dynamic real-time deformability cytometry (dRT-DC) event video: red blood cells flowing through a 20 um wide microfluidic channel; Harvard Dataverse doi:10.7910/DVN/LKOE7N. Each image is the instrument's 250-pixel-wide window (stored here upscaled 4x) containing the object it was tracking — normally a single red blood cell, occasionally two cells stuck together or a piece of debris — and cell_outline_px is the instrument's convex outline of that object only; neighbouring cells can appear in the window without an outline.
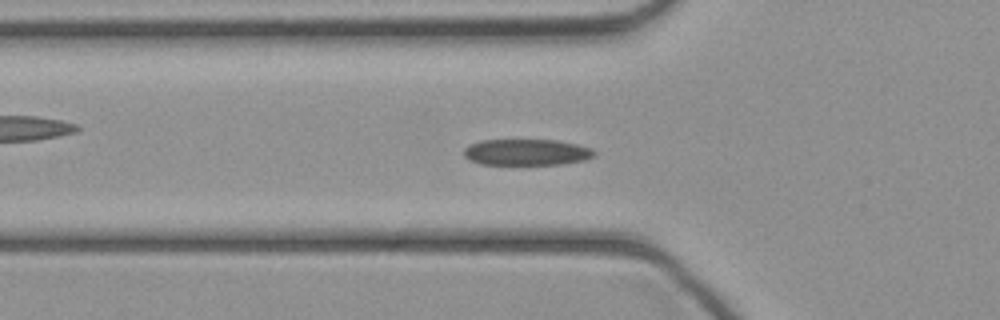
{"species": "common noctule bat (a hibernating species)", "species_latin": "Nyctalus noctula", "temperature_condition": "cold", "stored_images_in_passage": 44, "camera_frame_rate_fps": 3000, "um_per_image_px": 0.085, "animal": {"sex": "female", "body_mass_g": 21.9}, "frame": {"image": 1, "passage_image": 14, "time_ms": 4.333, "image_size_px": [1000, 320], "cell_outline_px": [[596, 156], [584, 160], [560, 164], [480, 164], [468, 160], [464, 156], [464, 148], [468, 144], [480, 140], [560, 140], [592, 148], [596, 152]], "centroid_in_image_um": [44.75, 12.93], "position_along_channel_um": 81.1, "area_um2": 20.11}}
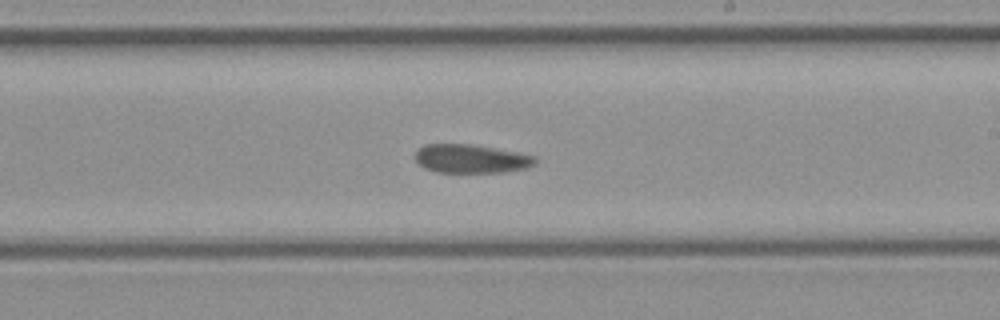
{"frame": {"image": 2, "passage_image": 25, "time_ms": 8.0, "image_size_px": [1000, 320], "cell_outline_px": [[536, 164], [528, 168], [504, 172], [436, 172], [424, 168], [416, 160], [416, 148], [424, 144], [472, 144], [520, 152], [536, 156]], "centroid_in_image_um": [40.07, 13.48], "position_along_channel_um": 248.9, "area_um2": 20.29}}
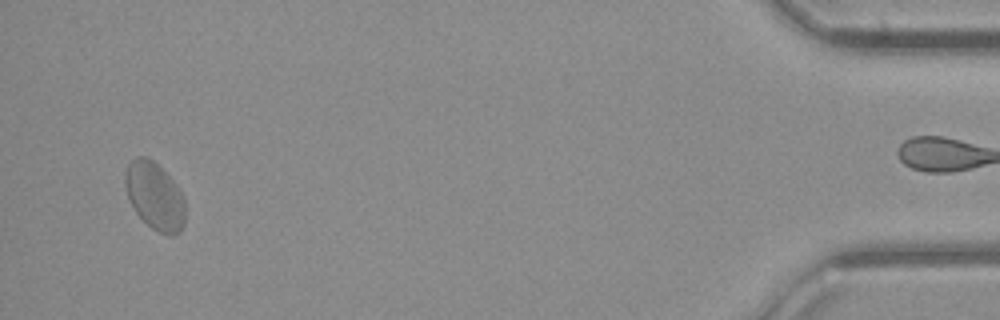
{"frame": {"image": 3, "passage_image": 42, "time_ms": 13.667, "image_size_px": [1000, 320], "cell_outline_px": [[184, 224], [180, 232], [172, 236], [168, 236], [152, 228], [136, 212], [128, 200], [124, 184], [124, 172], [128, 164], [136, 156], [144, 156], [152, 160], [180, 188], [184, 200]], "centroid_in_image_um": [13.14, 16.66], "position_along_channel_um": 422.1, "area_um2": 23.58}}